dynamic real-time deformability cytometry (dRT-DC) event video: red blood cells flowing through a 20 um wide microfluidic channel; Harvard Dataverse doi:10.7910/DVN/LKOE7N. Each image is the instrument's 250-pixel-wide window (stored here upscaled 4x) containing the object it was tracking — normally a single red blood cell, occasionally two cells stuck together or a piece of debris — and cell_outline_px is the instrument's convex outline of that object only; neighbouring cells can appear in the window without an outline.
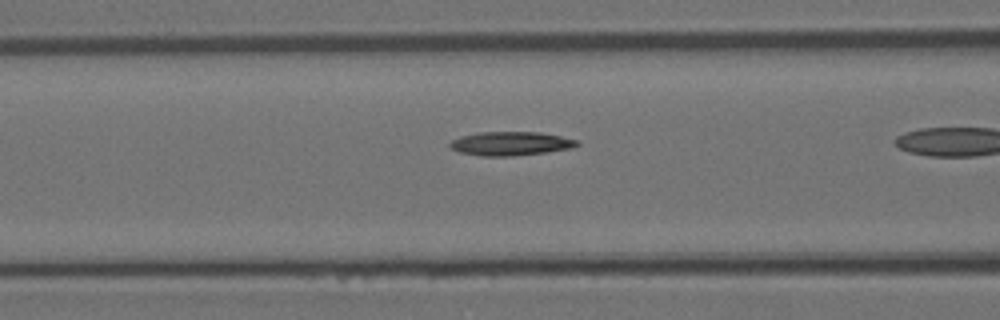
{"species": "Egyptian fruit bat (a non-hibernating species)", "species_latin": "Rousettus aegyptiacus", "temperature_condition": "room temperature", "stored_images_in_passage": 36, "camera_frame_rate_fps": 3000, "um_per_image_px": 0.085, "animal": {"sex": "female"}, "frame": {"image": 1, "passage_image": 16, "time_ms": 5.0, "image_size_px": [1000, 320], "cell_outline_px": [[580, 144], [568, 148], [544, 152], [512, 156], [480, 156], [460, 152], [452, 148], [448, 144], [452, 140], [460, 136], [480, 132], [540, 132], [580, 140]], "centroid_in_image_um": [43.39, 12.19], "position_along_channel_um": 123.2, "area_um2": 17.51}}